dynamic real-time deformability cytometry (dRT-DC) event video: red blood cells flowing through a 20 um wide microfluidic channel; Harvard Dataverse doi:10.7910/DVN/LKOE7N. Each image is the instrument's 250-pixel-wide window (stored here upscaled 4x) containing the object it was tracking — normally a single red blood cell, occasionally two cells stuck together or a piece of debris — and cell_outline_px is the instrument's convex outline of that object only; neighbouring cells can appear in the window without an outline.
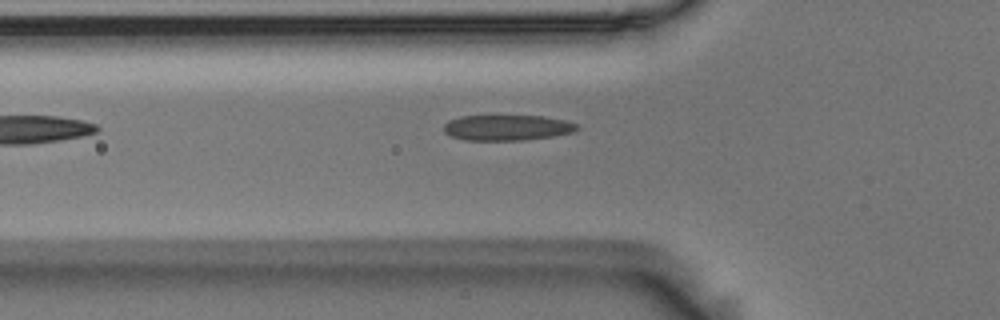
{"species": "Egyptian fruit bat (a non-hibernating species)", "species_latin": "Rousettus aegyptiacus", "temperature_condition": "room temperature", "stored_images_in_passage": 6, "camera_frame_rate_fps": 3000, "um_per_image_px": 0.085, "animal": {"sex": "male"}, "frame": {"image": 1, "passage_image": 6, "time_ms": 1.667, "image_size_px": [1000, 320], "cell_outline_px": [[580, 128], [576, 132], [552, 136], [524, 140], [464, 140], [448, 136], [444, 132], [444, 124], [448, 120], [460, 116], [544, 116], [564, 120], [576, 124]], "centroid_in_image_um": [43.08, 10.85], "position_along_channel_um": 82.7, "area_um2": 20.0}}